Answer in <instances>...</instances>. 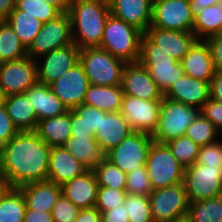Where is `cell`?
<instances>
[{
	"instance_id": "d590c367",
	"label": "cell",
	"mask_w": 222,
	"mask_h": 222,
	"mask_svg": "<svg viewBox=\"0 0 222 222\" xmlns=\"http://www.w3.org/2000/svg\"><path fill=\"white\" fill-rule=\"evenodd\" d=\"M219 135L221 134L216 127L202 113L196 117L185 132V136L189 137L199 146H205L220 140L221 136Z\"/></svg>"
},
{
	"instance_id": "52a82bcc",
	"label": "cell",
	"mask_w": 222,
	"mask_h": 222,
	"mask_svg": "<svg viewBox=\"0 0 222 222\" xmlns=\"http://www.w3.org/2000/svg\"><path fill=\"white\" fill-rule=\"evenodd\" d=\"M146 169L152 190L184 182L185 167L172 155L167 144L152 142L148 151Z\"/></svg>"
},
{
	"instance_id": "60d3db41",
	"label": "cell",
	"mask_w": 222,
	"mask_h": 222,
	"mask_svg": "<svg viewBox=\"0 0 222 222\" xmlns=\"http://www.w3.org/2000/svg\"><path fill=\"white\" fill-rule=\"evenodd\" d=\"M127 194L147 195L153 191L146 165L129 172L126 177Z\"/></svg>"
},
{
	"instance_id": "f1b7e54d",
	"label": "cell",
	"mask_w": 222,
	"mask_h": 222,
	"mask_svg": "<svg viewBox=\"0 0 222 222\" xmlns=\"http://www.w3.org/2000/svg\"><path fill=\"white\" fill-rule=\"evenodd\" d=\"M35 132L48 146H63L71 136V110L64 115L38 121Z\"/></svg>"
},
{
	"instance_id": "db71d44e",
	"label": "cell",
	"mask_w": 222,
	"mask_h": 222,
	"mask_svg": "<svg viewBox=\"0 0 222 222\" xmlns=\"http://www.w3.org/2000/svg\"><path fill=\"white\" fill-rule=\"evenodd\" d=\"M74 222H101V212L96 207L81 209Z\"/></svg>"
},
{
	"instance_id": "91938a15",
	"label": "cell",
	"mask_w": 222,
	"mask_h": 222,
	"mask_svg": "<svg viewBox=\"0 0 222 222\" xmlns=\"http://www.w3.org/2000/svg\"><path fill=\"white\" fill-rule=\"evenodd\" d=\"M6 186L3 183L2 177H1V173H0V188H5Z\"/></svg>"
},
{
	"instance_id": "6f0895ef",
	"label": "cell",
	"mask_w": 222,
	"mask_h": 222,
	"mask_svg": "<svg viewBox=\"0 0 222 222\" xmlns=\"http://www.w3.org/2000/svg\"><path fill=\"white\" fill-rule=\"evenodd\" d=\"M46 3L55 6L61 13H68L71 0H44Z\"/></svg>"
},
{
	"instance_id": "d6986e66",
	"label": "cell",
	"mask_w": 222,
	"mask_h": 222,
	"mask_svg": "<svg viewBox=\"0 0 222 222\" xmlns=\"http://www.w3.org/2000/svg\"><path fill=\"white\" fill-rule=\"evenodd\" d=\"M164 97L201 109L210 99L209 82L182 74L164 93Z\"/></svg>"
},
{
	"instance_id": "4316f807",
	"label": "cell",
	"mask_w": 222,
	"mask_h": 222,
	"mask_svg": "<svg viewBox=\"0 0 222 222\" xmlns=\"http://www.w3.org/2000/svg\"><path fill=\"white\" fill-rule=\"evenodd\" d=\"M63 146L88 170H94L106 159L95 136L71 135Z\"/></svg>"
},
{
	"instance_id": "ee69618b",
	"label": "cell",
	"mask_w": 222,
	"mask_h": 222,
	"mask_svg": "<svg viewBox=\"0 0 222 222\" xmlns=\"http://www.w3.org/2000/svg\"><path fill=\"white\" fill-rule=\"evenodd\" d=\"M195 164L222 168V141L201 146Z\"/></svg>"
},
{
	"instance_id": "30bf717a",
	"label": "cell",
	"mask_w": 222,
	"mask_h": 222,
	"mask_svg": "<svg viewBox=\"0 0 222 222\" xmlns=\"http://www.w3.org/2000/svg\"><path fill=\"white\" fill-rule=\"evenodd\" d=\"M184 184L189 203L222 195V168L193 164L185 168Z\"/></svg>"
},
{
	"instance_id": "7402d4cb",
	"label": "cell",
	"mask_w": 222,
	"mask_h": 222,
	"mask_svg": "<svg viewBox=\"0 0 222 222\" xmlns=\"http://www.w3.org/2000/svg\"><path fill=\"white\" fill-rule=\"evenodd\" d=\"M62 193L80 209L95 207L99 185L93 170L73 178L61 186Z\"/></svg>"
},
{
	"instance_id": "f546056e",
	"label": "cell",
	"mask_w": 222,
	"mask_h": 222,
	"mask_svg": "<svg viewBox=\"0 0 222 222\" xmlns=\"http://www.w3.org/2000/svg\"><path fill=\"white\" fill-rule=\"evenodd\" d=\"M123 96L121 85L100 86L90 84L83 104L96 107L105 112H120Z\"/></svg>"
},
{
	"instance_id": "7bdbcfd3",
	"label": "cell",
	"mask_w": 222,
	"mask_h": 222,
	"mask_svg": "<svg viewBox=\"0 0 222 222\" xmlns=\"http://www.w3.org/2000/svg\"><path fill=\"white\" fill-rule=\"evenodd\" d=\"M80 210L69 198L61 193L53 206L51 214L54 222H74Z\"/></svg>"
},
{
	"instance_id": "ac0fdd59",
	"label": "cell",
	"mask_w": 222,
	"mask_h": 222,
	"mask_svg": "<svg viewBox=\"0 0 222 222\" xmlns=\"http://www.w3.org/2000/svg\"><path fill=\"white\" fill-rule=\"evenodd\" d=\"M144 34L156 45V49L163 50L178 62L197 40L193 32L162 29L152 25Z\"/></svg>"
},
{
	"instance_id": "e0dca14e",
	"label": "cell",
	"mask_w": 222,
	"mask_h": 222,
	"mask_svg": "<svg viewBox=\"0 0 222 222\" xmlns=\"http://www.w3.org/2000/svg\"><path fill=\"white\" fill-rule=\"evenodd\" d=\"M121 87L124 95L144 100H162L164 93L139 62L127 63L123 69Z\"/></svg>"
},
{
	"instance_id": "f6af8a7d",
	"label": "cell",
	"mask_w": 222,
	"mask_h": 222,
	"mask_svg": "<svg viewBox=\"0 0 222 222\" xmlns=\"http://www.w3.org/2000/svg\"><path fill=\"white\" fill-rule=\"evenodd\" d=\"M73 111L82 118L84 125L94 134L99 129L100 116L105 113V111L87 104L79 105Z\"/></svg>"
},
{
	"instance_id": "ffe728a7",
	"label": "cell",
	"mask_w": 222,
	"mask_h": 222,
	"mask_svg": "<svg viewBox=\"0 0 222 222\" xmlns=\"http://www.w3.org/2000/svg\"><path fill=\"white\" fill-rule=\"evenodd\" d=\"M132 132V128L121 112H105L100 116L99 129L94 136L99 147L107 153Z\"/></svg>"
},
{
	"instance_id": "83f0119b",
	"label": "cell",
	"mask_w": 222,
	"mask_h": 222,
	"mask_svg": "<svg viewBox=\"0 0 222 222\" xmlns=\"http://www.w3.org/2000/svg\"><path fill=\"white\" fill-rule=\"evenodd\" d=\"M7 114L19 131H35L38 119L26 93L0 98Z\"/></svg>"
},
{
	"instance_id": "5b68a950",
	"label": "cell",
	"mask_w": 222,
	"mask_h": 222,
	"mask_svg": "<svg viewBox=\"0 0 222 222\" xmlns=\"http://www.w3.org/2000/svg\"><path fill=\"white\" fill-rule=\"evenodd\" d=\"M79 62L89 83L100 86L121 85L123 69L127 64L100 47L80 49Z\"/></svg>"
},
{
	"instance_id": "9f6ffc18",
	"label": "cell",
	"mask_w": 222,
	"mask_h": 222,
	"mask_svg": "<svg viewBox=\"0 0 222 222\" xmlns=\"http://www.w3.org/2000/svg\"><path fill=\"white\" fill-rule=\"evenodd\" d=\"M16 0H0V21L8 18L10 13L14 10Z\"/></svg>"
},
{
	"instance_id": "d4e9b609",
	"label": "cell",
	"mask_w": 222,
	"mask_h": 222,
	"mask_svg": "<svg viewBox=\"0 0 222 222\" xmlns=\"http://www.w3.org/2000/svg\"><path fill=\"white\" fill-rule=\"evenodd\" d=\"M184 74L210 83L215 68L208 46L204 40H196L180 61Z\"/></svg>"
},
{
	"instance_id": "7c38bea8",
	"label": "cell",
	"mask_w": 222,
	"mask_h": 222,
	"mask_svg": "<svg viewBox=\"0 0 222 222\" xmlns=\"http://www.w3.org/2000/svg\"><path fill=\"white\" fill-rule=\"evenodd\" d=\"M37 81L36 60L29 56L0 63V98L25 93Z\"/></svg>"
},
{
	"instance_id": "836d02e7",
	"label": "cell",
	"mask_w": 222,
	"mask_h": 222,
	"mask_svg": "<svg viewBox=\"0 0 222 222\" xmlns=\"http://www.w3.org/2000/svg\"><path fill=\"white\" fill-rule=\"evenodd\" d=\"M186 222H222V195L189 203Z\"/></svg>"
},
{
	"instance_id": "1f68e13d",
	"label": "cell",
	"mask_w": 222,
	"mask_h": 222,
	"mask_svg": "<svg viewBox=\"0 0 222 222\" xmlns=\"http://www.w3.org/2000/svg\"><path fill=\"white\" fill-rule=\"evenodd\" d=\"M26 202L19 188L5 187L0 192V222H24Z\"/></svg>"
},
{
	"instance_id": "680465c9",
	"label": "cell",
	"mask_w": 222,
	"mask_h": 222,
	"mask_svg": "<svg viewBox=\"0 0 222 222\" xmlns=\"http://www.w3.org/2000/svg\"><path fill=\"white\" fill-rule=\"evenodd\" d=\"M100 3L110 6L115 0H98Z\"/></svg>"
},
{
	"instance_id": "d6a6232c",
	"label": "cell",
	"mask_w": 222,
	"mask_h": 222,
	"mask_svg": "<svg viewBox=\"0 0 222 222\" xmlns=\"http://www.w3.org/2000/svg\"><path fill=\"white\" fill-rule=\"evenodd\" d=\"M5 21L9 23L27 49L33 43L43 24L36 17L26 14V11L18 10L16 7Z\"/></svg>"
},
{
	"instance_id": "f907efd6",
	"label": "cell",
	"mask_w": 222,
	"mask_h": 222,
	"mask_svg": "<svg viewBox=\"0 0 222 222\" xmlns=\"http://www.w3.org/2000/svg\"><path fill=\"white\" fill-rule=\"evenodd\" d=\"M71 135L94 136L91 129H88L82 122V118L71 110Z\"/></svg>"
},
{
	"instance_id": "603a6c76",
	"label": "cell",
	"mask_w": 222,
	"mask_h": 222,
	"mask_svg": "<svg viewBox=\"0 0 222 222\" xmlns=\"http://www.w3.org/2000/svg\"><path fill=\"white\" fill-rule=\"evenodd\" d=\"M110 14L145 32L152 24L153 0H115Z\"/></svg>"
},
{
	"instance_id": "f5cc1de1",
	"label": "cell",
	"mask_w": 222,
	"mask_h": 222,
	"mask_svg": "<svg viewBox=\"0 0 222 222\" xmlns=\"http://www.w3.org/2000/svg\"><path fill=\"white\" fill-rule=\"evenodd\" d=\"M24 222H54L51 212L26 209Z\"/></svg>"
},
{
	"instance_id": "ba28073f",
	"label": "cell",
	"mask_w": 222,
	"mask_h": 222,
	"mask_svg": "<svg viewBox=\"0 0 222 222\" xmlns=\"http://www.w3.org/2000/svg\"><path fill=\"white\" fill-rule=\"evenodd\" d=\"M148 197L154 222H177L186 218L189 201L184 182L153 190Z\"/></svg>"
},
{
	"instance_id": "e575fe53",
	"label": "cell",
	"mask_w": 222,
	"mask_h": 222,
	"mask_svg": "<svg viewBox=\"0 0 222 222\" xmlns=\"http://www.w3.org/2000/svg\"><path fill=\"white\" fill-rule=\"evenodd\" d=\"M27 48L8 22L0 21V63L27 57Z\"/></svg>"
},
{
	"instance_id": "3957f363",
	"label": "cell",
	"mask_w": 222,
	"mask_h": 222,
	"mask_svg": "<svg viewBox=\"0 0 222 222\" xmlns=\"http://www.w3.org/2000/svg\"><path fill=\"white\" fill-rule=\"evenodd\" d=\"M144 32L125 21L109 15L100 48L126 63L138 62Z\"/></svg>"
},
{
	"instance_id": "74e56055",
	"label": "cell",
	"mask_w": 222,
	"mask_h": 222,
	"mask_svg": "<svg viewBox=\"0 0 222 222\" xmlns=\"http://www.w3.org/2000/svg\"><path fill=\"white\" fill-rule=\"evenodd\" d=\"M176 160L185 168L196 163L201 146L189 137L181 136L166 143Z\"/></svg>"
},
{
	"instance_id": "cb8c5ba5",
	"label": "cell",
	"mask_w": 222,
	"mask_h": 222,
	"mask_svg": "<svg viewBox=\"0 0 222 222\" xmlns=\"http://www.w3.org/2000/svg\"><path fill=\"white\" fill-rule=\"evenodd\" d=\"M29 103L33 107L38 121L64 115L68 107L52 92L50 86L36 82L26 90Z\"/></svg>"
},
{
	"instance_id": "816d5d0a",
	"label": "cell",
	"mask_w": 222,
	"mask_h": 222,
	"mask_svg": "<svg viewBox=\"0 0 222 222\" xmlns=\"http://www.w3.org/2000/svg\"><path fill=\"white\" fill-rule=\"evenodd\" d=\"M210 98L222 102V73L215 72L209 83Z\"/></svg>"
},
{
	"instance_id": "7a4b0ae2",
	"label": "cell",
	"mask_w": 222,
	"mask_h": 222,
	"mask_svg": "<svg viewBox=\"0 0 222 222\" xmlns=\"http://www.w3.org/2000/svg\"><path fill=\"white\" fill-rule=\"evenodd\" d=\"M68 14L74 44L79 49L100 47L109 6L98 0H71Z\"/></svg>"
},
{
	"instance_id": "44dd1931",
	"label": "cell",
	"mask_w": 222,
	"mask_h": 222,
	"mask_svg": "<svg viewBox=\"0 0 222 222\" xmlns=\"http://www.w3.org/2000/svg\"><path fill=\"white\" fill-rule=\"evenodd\" d=\"M88 169L78 162L64 146L50 148L48 180L62 186Z\"/></svg>"
},
{
	"instance_id": "94428289",
	"label": "cell",
	"mask_w": 222,
	"mask_h": 222,
	"mask_svg": "<svg viewBox=\"0 0 222 222\" xmlns=\"http://www.w3.org/2000/svg\"><path fill=\"white\" fill-rule=\"evenodd\" d=\"M218 35H219V36H222V25H221V27H220V31H219Z\"/></svg>"
},
{
	"instance_id": "8d00e7d4",
	"label": "cell",
	"mask_w": 222,
	"mask_h": 222,
	"mask_svg": "<svg viewBox=\"0 0 222 222\" xmlns=\"http://www.w3.org/2000/svg\"><path fill=\"white\" fill-rule=\"evenodd\" d=\"M93 171L96 175L99 187H110L114 189L126 188L127 174L107 159Z\"/></svg>"
},
{
	"instance_id": "4dcf8cb0",
	"label": "cell",
	"mask_w": 222,
	"mask_h": 222,
	"mask_svg": "<svg viewBox=\"0 0 222 222\" xmlns=\"http://www.w3.org/2000/svg\"><path fill=\"white\" fill-rule=\"evenodd\" d=\"M222 25V0L215 5L203 7L201 12L194 18L192 32L197 40L218 35Z\"/></svg>"
},
{
	"instance_id": "277c9868",
	"label": "cell",
	"mask_w": 222,
	"mask_h": 222,
	"mask_svg": "<svg viewBox=\"0 0 222 222\" xmlns=\"http://www.w3.org/2000/svg\"><path fill=\"white\" fill-rule=\"evenodd\" d=\"M200 114L198 107L186 105L180 101L163 97L159 111V119L152 138L158 143H168L185 136L186 129Z\"/></svg>"
},
{
	"instance_id": "7dc6e473",
	"label": "cell",
	"mask_w": 222,
	"mask_h": 222,
	"mask_svg": "<svg viewBox=\"0 0 222 222\" xmlns=\"http://www.w3.org/2000/svg\"><path fill=\"white\" fill-rule=\"evenodd\" d=\"M18 132L19 130L14 125L3 103L0 101V148Z\"/></svg>"
},
{
	"instance_id": "c3c4849f",
	"label": "cell",
	"mask_w": 222,
	"mask_h": 222,
	"mask_svg": "<svg viewBox=\"0 0 222 222\" xmlns=\"http://www.w3.org/2000/svg\"><path fill=\"white\" fill-rule=\"evenodd\" d=\"M213 60L215 72L222 73V36L214 35L204 39Z\"/></svg>"
},
{
	"instance_id": "f35d334b",
	"label": "cell",
	"mask_w": 222,
	"mask_h": 222,
	"mask_svg": "<svg viewBox=\"0 0 222 222\" xmlns=\"http://www.w3.org/2000/svg\"><path fill=\"white\" fill-rule=\"evenodd\" d=\"M124 205L129 222H154L147 195L127 194Z\"/></svg>"
},
{
	"instance_id": "2e32d148",
	"label": "cell",
	"mask_w": 222,
	"mask_h": 222,
	"mask_svg": "<svg viewBox=\"0 0 222 222\" xmlns=\"http://www.w3.org/2000/svg\"><path fill=\"white\" fill-rule=\"evenodd\" d=\"M90 85L88 77L80 62L64 72L49 86L52 92L68 107L73 110L84 103L85 94Z\"/></svg>"
},
{
	"instance_id": "11a10c76",
	"label": "cell",
	"mask_w": 222,
	"mask_h": 222,
	"mask_svg": "<svg viewBox=\"0 0 222 222\" xmlns=\"http://www.w3.org/2000/svg\"><path fill=\"white\" fill-rule=\"evenodd\" d=\"M219 0H189L191 6V14L195 18L203 7L215 5Z\"/></svg>"
},
{
	"instance_id": "9c48e42d",
	"label": "cell",
	"mask_w": 222,
	"mask_h": 222,
	"mask_svg": "<svg viewBox=\"0 0 222 222\" xmlns=\"http://www.w3.org/2000/svg\"><path fill=\"white\" fill-rule=\"evenodd\" d=\"M152 135L133 131L118 146L106 153V159L128 174L146 165Z\"/></svg>"
},
{
	"instance_id": "b9f144b4",
	"label": "cell",
	"mask_w": 222,
	"mask_h": 222,
	"mask_svg": "<svg viewBox=\"0 0 222 222\" xmlns=\"http://www.w3.org/2000/svg\"><path fill=\"white\" fill-rule=\"evenodd\" d=\"M127 191L125 189H114L110 187H99L95 207L102 213L115 208L125 201Z\"/></svg>"
},
{
	"instance_id": "6da1fadb",
	"label": "cell",
	"mask_w": 222,
	"mask_h": 222,
	"mask_svg": "<svg viewBox=\"0 0 222 222\" xmlns=\"http://www.w3.org/2000/svg\"><path fill=\"white\" fill-rule=\"evenodd\" d=\"M50 146L35 131H19L0 148V173L6 187L48 180Z\"/></svg>"
},
{
	"instance_id": "9a60e30c",
	"label": "cell",
	"mask_w": 222,
	"mask_h": 222,
	"mask_svg": "<svg viewBox=\"0 0 222 222\" xmlns=\"http://www.w3.org/2000/svg\"><path fill=\"white\" fill-rule=\"evenodd\" d=\"M79 53L80 49L72 43L37 58L38 82L49 86L79 62Z\"/></svg>"
},
{
	"instance_id": "484cf974",
	"label": "cell",
	"mask_w": 222,
	"mask_h": 222,
	"mask_svg": "<svg viewBox=\"0 0 222 222\" xmlns=\"http://www.w3.org/2000/svg\"><path fill=\"white\" fill-rule=\"evenodd\" d=\"M26 202V209L52 212L57 198L62 193L60 185L49 180L29 183L19 187Z\"/></svg>"
},
{
	"instance_id": "ab89813d",
	"label": "cell",
	"mask_w": 222,
	"mask_h": 222,
	"mask_svg": "<svg viewBox=\"0 0 222 222\" xmlns=\"http://www.w3.org/2000/svg\"><path fill=\"white\" fill-rule=\"evenodd\" d=\"M15 7L26 11V14L36 17L42 23L54 20L62 14L55 6L44 0H16Z\"/></svg>"
},
{
	"instance_id": "8fae6325",
	"label": "cell",
	"mask_w": 222,
	"mask_h": 222,
	"mask_svg": "<svg viewBox=\"0 0 222 222\" xmlns=\"http://www.w3.org/2000/svg\"><path fill=\"white\" fill-rule=\"evenodd\" d=\"M74 43L71 20L68 13H62L56 19L43 23L33 43L27 49L30 58L40 56Z\"/></svg>"
},
{
	"instance_id": "8992f818",
	"label": "cell",
	"mask_w": 222,
	"mask_h": 222,
	"mask_svg": "<svg viewBox=\"0 0 222 222\" xmlns=\"http://www.w3.org/2000/svg\"><path fill=\"white\" fill-rule=\"evenodd\" d=\"M138 62L149 71L151 78L163 93L184 73L181 62L163 50L156 49V45L145 34L141 39Z\"/></svg>"
},
{
	"instance_id": "bcb514c9",
	"label": "cell",
	"mask_w": 222,
	"mask_h": 222,
	"mask_svg": "<svg viewBox=\"0 0 222 222\" xmlns=\"http://www.w3.org/2000/svg\"><path fill=\"white\" fill-rule=\"evenodd\" d=\"M200 113L212 122L222 136V102L210 98L200 109Z\"/></svg>"
},
{
	"instance_id": "5bb4252c",
	"label": "cell",
	"mask_w": 222,
	"mask_h": 222,
	"mask_svg": "<svg viewBox=\"0 0 222 222\" xmlns=\"http://www.w3.org/2000/svg\"><path fill=\"white\" fill-rule=\"evenodd\" d=\"M161 100H144L124 95L121 113L133 131L153 135L158 125Z\"/></svg>"
},
{
	"instance_id": "681fc988",
	"label": "cell",
	"mask_w": 222,
	"mask_h": 222,
	"mask_svg": "<svg viewBox=\"0 0 222 222\" xmlns=\"http://www.w3.org/2000/svg\"><path fill=\"white\" fill-rule=\"evenodd\" d=\"M126 206L123 204L101 213V222H129Z\"/></svg>"
},
{
	"instance_id": "4fadbf2b",
	"label": "cell",
	"mask_w": 222,
	"mask_h": 222,
	"mask_svg": "<svg viewBox=\"0 0 222 222\" xmlns=\"http://www.w3.org/2000/svg\"><path fill=\"white\" fill-rule=\"evenodd\" d=\"M152 26L192 32L194 17L189 0H153Z\"/></svg>"
}]
</instances>
